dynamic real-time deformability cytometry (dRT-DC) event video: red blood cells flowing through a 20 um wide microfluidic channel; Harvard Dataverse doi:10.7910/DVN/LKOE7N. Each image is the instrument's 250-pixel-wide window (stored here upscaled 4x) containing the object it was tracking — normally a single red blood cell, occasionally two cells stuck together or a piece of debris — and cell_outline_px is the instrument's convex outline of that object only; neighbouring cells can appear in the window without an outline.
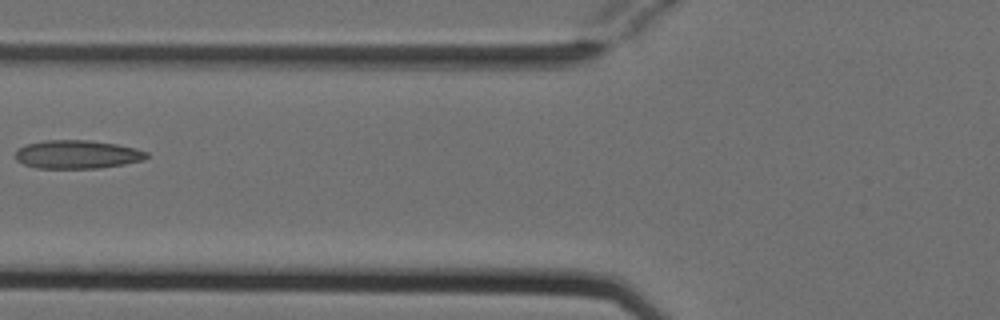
{"species": "Egyptian fruit bat (a non-hibernating species)", "species_latin": "Rousettus aegyptiacus", "temperature_condition": "cold", "stored_images_in_passage": 7, "camera_frame_rate_fps": 3000, "um_per_image_px": 0.085, "animal": {"sex": "female"}, "frame": {"image": 1, "passage_image": 7, "time_ms": 2.0, "image_size_px": [1000, 320], "cell_outline_px": [[148, 156], [144, 160], [124, 164], [100, 168], [36, 168], [24, 164], [16, 160], [16, 152], [20, 148], [28, 144], [44, 140], [88, 140], [116, 144], [136, 148], [148, 152]], "centroid_in_image_um": [6.59, 13.13], "position_along_channel_um": 119.2, "area_um2": 21.68}}